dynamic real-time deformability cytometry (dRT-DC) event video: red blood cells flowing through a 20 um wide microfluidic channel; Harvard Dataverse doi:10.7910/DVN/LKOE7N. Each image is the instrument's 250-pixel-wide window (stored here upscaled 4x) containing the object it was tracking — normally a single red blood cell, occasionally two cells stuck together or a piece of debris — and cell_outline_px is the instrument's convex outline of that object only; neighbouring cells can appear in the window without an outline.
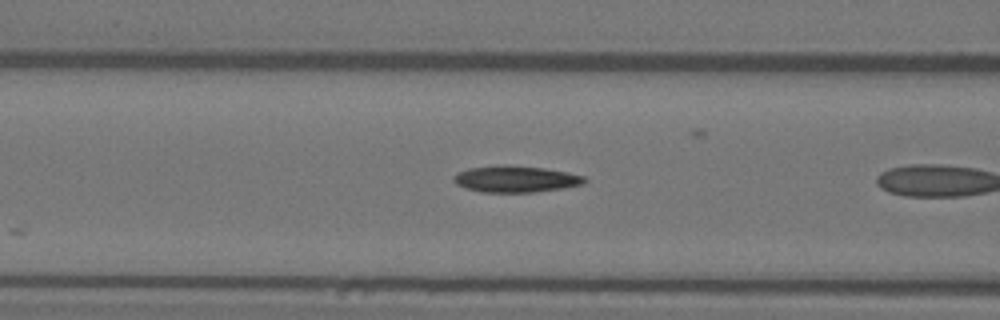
{"species": "Egyptian fruit bat (a non-hibernating species)", "species_latin": "Rousettus aegyptiacus", "temperature_condition": "warm", "stored_images_in_passage": 7, "camera_frame_rate_fps": 3000, "um_per_image_px": 0.085, "animal": {"sex": "female"}, "frame": {"image": 1, "passage_image": 6, "time_ms": 1.667, "image_size_px": [1000, 320], "cell_outline_px": [[588, 180], [584, 184], [560, 188], [532, 192], [484, 192], [464, 188], [456, 184], [452, 180], [452, 176], [456, 172], [468, 168], [496, 164], [504, 164], [544, 168], [568, 172], [584, 176]], "centroid_in_image_um": [43.77, 15.2], "position_along_channel_um": 122.8, "area_um2": 20.46}}